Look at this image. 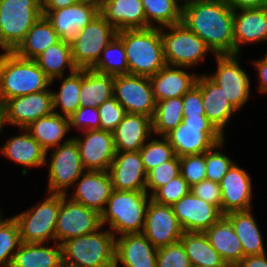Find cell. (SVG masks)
I'll return each instance as SVG.
<instances>
[{
    "instance_id": "cell-33",
    "label": "cell",
    "mask_w": 267,
    "mask_h": 267,
    "mask_svg": "<svg viewBox=\"0 0 267 267\" xmlns=\"http://www.w3.org/2000/svg\"><path fill=\"white\" fill-rule=\"evenodd\" d=\"M252 213L253 210L249 209L226 214L233 222V229L240 240L244 257L267 252L262 232Z\"/></svg>"
},
{
    "instance_id": "cell-15",
    "label": "cell",
    "mask_w": 267,
    "mask_h": 267,
    "mask_svg": "<svg viewBox=\"0 0 267 267\" xmlns=\"http://www.w3.org/2000/svg\"><path fill=\"white\" fill-rule=\"evenodd\" d=\"M64 43L71 44L95 16L99 14V0H86L57 10H42Z\"/></svg>"
},
{
    "instance_id": "cell-40",
    "label": "cell",
    "mask_w": 267,
    "mask_h": 267,
    "mask_svg": "<svg viewBox=\"0 0 267 267\" xmlns=\"http://www.w3.org/2000/svg\"><path fill=\"white\" fill-rule=\"evenodd\" d=\"M183 119V99L174 97L157 101L152 118V134L166 136L173 131Z\"/></svg>"
},
{
    "instance_id": "cell-52",
    "label": "cell",
    "mask_w": 267,
    "mask_h": 267,
    "mask_svg": "<svg viewBox=\"0 0 267 267\" xmlns=\"http://www.w3.org/2000/svg\"><path fill=\"white\" fill-rule=\"evenodd\" d=\"M183 117L206 116L201 89L195 84L183 96Z\"/></svg>"
},
{
    "instance_id": "cell-5",
    "label": "cell",
    "mask_w": 267,
    "mask_h": 267,
    "mask_svg": "<svg viewBox=\"0 0 267 267\" xmlns=\"http://www.w3.org/2000/svg\"><path fill=\"white\" fill-rule=\"evenodd\" d=\"M51 79L36 60L19 57L12 51L5 62L0 85V103L7 100L51 89Z\"/></svg>"
},
{
    "instance_id": "cell-55",
    "label": "cell",
    "mask_w": 267,
    "mask_h": 267,
    "mask_svg": "<svg viewBox=\"0 0 267 267\" xmlns=\"http://www.w3.org/2000/svg\"><path fill=\"white\" fill-rule=\"evenodd\" d=\"M236 267H267V253L246 256Z\"/></svg>"
},
{
    "instance_id": "cell-44",
    "label": "cell",
    "mask_w": 267,
    "mask_h": 267,
    "mask_svg": "<svg viewBox=\"0 0 267 267\" xmlns=\"http://www.w3.org/2000/svg\"><path fill=\"white\" fill-rule=\"evenodd\" d=\"M226 139L217 143L213 148L205 152V165L207 168L206 179L220 183L223 176L234 165L228 155L222 153L219 149L224 147Z\"/></svg>"
},
{
    "instance_id": "cell-51",
    "label": "cell",
    "mask_w": 267,
    "mask_h": 267,
    "mask_svg": "<svg viewBox=\"0 0 267 267\" xmlns=\"http://www.w3.org/2000/svg\"><path fill=\"white\" fill-rule=\"evenodd\" d=\"M190 191L200 199L215 205L221 212V189L219 183L205 179L193 185Z\"/></svg>"
},
{
    "instance_id": "cell-50",
    "label": "cell",
    "mask_w": 267,
    "mask_h": 267,
    "mask_svg": "<svg viewBox=\"0 0 267 267\" xmlns=\"http://www.w3.org/2000/svg\"><path fill=\"white\" fill-rule=\"evenodd\" d=\"M70 129L81 131L100 129V116L97 108L80 107L70 117Z\"/></svg>"
},
{
    "instance_id": "cell-7",
    "label": "cell",
    "mask_w": 267,
    "mask_h": 267,
    "mask_svg": "<svg viewBox=\"0 0 267 267\" xmlns=\"http://www.w3.org/2000/svg\"><path fill=\"white\" fill-rule=\"evenodd\" d=\"M165 137L178 157L203 154L226 138L207 116L183 117L182 122Z\"/></svg>"
},
{
    "instance_id": "cell-24",
    "label": "cell",
    "mask_w": 267,
    "mask_h": 267,
    "mask_svg": "<svg viewBox=\"0 0 267 267\" xmlns=\"http://www.w3.org/2000/svg\"><path fill=\"white\" fill-rule=\"evenodd\" d=\"M157 248L143 233L116 237L115 267H156Z\"/></svg>"
},
{
    "instance_id": "cell-20",
    "label": "cell",
    "mask_w": 267,
    "mask_h": 267,
    "mask_svg": "<svg viewBox=\"0 0 267 267\" xmlns=\"http://www.w3.org/2000/svg\"><path fill=\"white\" fill-rule=\"evenodd\" d=\"M183 232H205L222 215L212 204L195 196L191 191L172 205Z\"/></svg>"
},
{
    "instance_id": "cell-59",
    "label": "cell",
    "mask_w": 267,
    "mask_h": 267,
    "mask_svg": "<svg viewBox=\"0 0 267 267\" xmlns=\"http://www.w3.org/2000/svg\"><path fill=\"white\" fill-rule=\"evenodd\" d=\"M6 220H7V218L3 219V214H2V211H1V208H0V225Z\"/></svg>"
},
{
    "instance_id": "cell-43",
    "label": "cell",
    "mask_w": 267,
    "mask_h": 267,
    "mask_svg": "<svg viewBox=\"0 0 267 267\" xmlns=\"http://www.w3.org/2000/svg\"><path fill=\"white\" fill-rule=\"evenodd\" d=\"M152 135L144 146L139 150L145 171L148 173L153 168L169 161L174 155L173 147L165 136Z\"/></svg>"
},
{
    "instance_id": "cell-10",
    "label": "cell",
    "mask_w": 267,
    "mask_h": 267,
    "mask_svg": "<svg viewBox=\"0 0 267 267\" xmlns=\"http://www.w3.org/2000/svg\"><path fill=\"white\" fill-rule=\"evenodd\" d=\"M45 159V166H48L47 193L68 194L70 188L86 171L78 145L73 138L47 151Z\"/></svg>"
},
{
    "instance_id": "cell-11",
    "label": "cell",
    "mask_w": 267,
    "mask_h": 267,
    "mask_svg": "<svg viewBox=\"0 0 267 267\" xmlns=\"http://www.w3.org/2000/svg\"><path fill=\"white\" fill-rule=\"evenodd\" d=\"M118 31L99 13L70 44L72 61L77 69H92L102 51L117 36Z\"/></svg>"
},
{
    "instance_id": "cell-36",
    "label": "cell",
    "mask_w": 267,
    "mask_h": 267,
    "mask_svg": "<svg viewBox=\"0 0 267 267\" xmlns=\"http://www.w3.org/2000/svg\"><path fill=\"white\" fill-rule=\"evenodd\" d=\"M180 241L192 267H230L211 246L204 232H183Z\"/></svg>"
},
{
    "instance_id": "cell-3",
    "label": "cell",
    "mask_w": 267,
    "mask_h": 267,
    "mask_svg": "<svg viewBox=\"0 0 267 267\" xmlns=\"http://www.w3.org/2000/svg\"><path fill=\"white\" fill-rule=\"evenodd\" d=\"M151 196L146 191L112 190L105 209L100 214L101 224L119 237L142 233Z\"/></svg>"
},
{
    "instance_id": "cell-54",
    "label": "cell",
    "mask_w": 267,
    "mask_h": 267,
    "mask_svg": "<svg viewBox=\"0 0 267 267\" xmlns=\"http://www.w3.org/2000/svg\"><path fill=\"white\" fill-rule=\"evenodd\" d=\"M234 10L256 9L267 6V0H226Z\"/></svg>"
},
{
    "instance_id": "cell-53",
    "label": "cell",
    "mask_w": 267,
    "mask_h": 267,
    "mask_svg": "<svg viewBox=\"0 0 267 267\" xmlns=\"http://www.w3.org/2000/svg\"><path fill=\"white\" fill-rule=\"evenodd\" d=\"M254 69L257 72L258 76V86H256L257 91L260 94H267V52L264 57L253 60Z\"/></svg>"
},
{
    "instance_id": "cell-8",
    "label": "cell",
    "mask_w": 267,
    "mask_h": 267,
    "mask_svg": "<svg viewBox=\"0 0 267 267\" xmlns=\"http://www.w3.org/2000/svg\"><path fill=\"white\" fill-rule=\"evenodd\" d=\"M42 15L41 0H0V47L14 51Z\"/></svg>"
},
{
    "instance_id": "cell-6",
    "label": "cell",
    "mask_w": 267,
    "mask_h": 267,
    "mask_svg": "<svg viewBox=\"0 0 267 267\" xmlns=\"http://www.w3.org/2000/svg\"><path fill=\"white\" fill-rule=\"evenodd\" d=\"M160 35L167 65L192 69L206 60L207 53L215 56L207 44L182 22L161 27Z\"/></svg>"
},
{
    "instance_id": "cell-28",
    "label": "cell",
    "mask_w": 267,
    "mask_h": 267,
    "mask_svg": "<svg viewBox=\"0 0 267 267\" xmlns=\"http://www.w3.org/2000/svg\"><path fill=\"white\" fill-rule=\"evenodd\" d=\"M189 68L165 65L149 77L154 98L157 101L182 97L195 84L198 74L185 71Z\"/></svg>"
},
{
    "instance_id": "cell-22",
    "label": "cell",
    "mask_w": 267,
    "mask_h": 267,
    "mask_svg": "<svg viewBox=\"0 0 267 267\" xmlns=\"http://www.w3.org/2000/svg\"><path fill=\"white\" fill-rule=\"evenodd\" d=\"M108 172L114 190L146 191L147 172L139 151L116 152Z\"/></svg>"
},
{
    "instance_id": "cell-42",
    "label": "cell",
    "mask_w": 267,
    "mask_h": 267,
    "mask_svg": "<svg viewBox=\"0 0 267 267\" xmlns=\"http://www.w3.org/2000/svg\"><path fill=\"white\" fill-rule=\"evenodd\" d=\"M21 243L18 222L11 216L0 225V267H11Z\"/></svg>"
},
{
    "instance_id": "cell-14",
    "label": "cell",
    "mask_w": 267,
    "mask_h": 267,
    "mask_svg": "<svg viewBox=\"0 0 267 267\" xmlns=\"http://www.w3.org/2000/svg\"><path fill=\"white\" fill-rule=\"evenodd\" d=\"M113 96L126 113L153 118L157 102L149 77L131 74L114 76Z\"/></svg>"
},
{
    "instance_id": "cell-39",
    "label": "cell",
    "mask_w": 267,
    "mask_h": 267,
    "mask_svg": "<svg viewBox=\"0 0 267 267\" xmlns=\"http://www.w3.org/2000/svg\"><path fill=\"white\" fill-rule=\"evenodd\" d=\"M141 1L146 15V28H161L181 22L183 0Z\"/></svg>"
},
{
    "instance_id": "cell-30",
    "label": "cell",
    "mask_w": 267,
    "mask_h": 267,
    "mask_svg": "<svg viewBox=\"0 0 267 267\" xmlns=\"http://www.w3.org/2000/svg\"><path fill=\"white\" fill-rule=\"evenodd\" d=\"M204 233L226 265L236 267L244 258L240 240L233 229V222L226 214H222Z\"/></svg>"
},
{
    "instance_id": "cell-58",
    "label": "cell",
    "mask_w": 267,
    "mask_h": 267,
    "mask_svg": "<svg viewBox=\"0 0 267 267\" xmlns=\"http://www.w3.org/2000/svg\"><path fill=\"white\" fill-rule=\"evenodd\" d=\"M5 123V111L4 106L0 103V135L4 130Z\"/></svg>"
},
{
    "instance_id": "cell-48",
    "label": "cell",
    "mask_w": 267,
    "mask_h": 267,
    "mask_svg": "<svg viewBox=\"0 0 267 267\" xmlns=\"http://www.w3.org/2000/svg\"><path fill=\"white\" fill-rule=\"evenodd\" d=\"M156 267H192L182 242L157 248Z\"/></svg>"
},
{
    "instance_id": "cell-19",
    "label": "cell",
    "mask_w": 267,
    "mask_h": 267,
    "mask_svg": "<svg viewBox=\"0 0 267 267\" xmlns=\"http://www.w3.org/2000/svg\"><path fill=\"white\" fill-rule=\"evenodd\" d=\"M250 174L236 163L219 183L221 189V214L244 211L253 207V185Z\"/></svg>"
},
{
    "instance_id": "cell-1",
    "label": "cell",
    "mask_w": 267,
    "mask_h": 267,
    "mask_svg": "<svg viewBox=\"0 0 267 267\" xmlns=\"http://www.w3.org/2000/svg\"><path fill=\"white\" fill-rule=\"evenodd\" d=\"M181 22L215 55H235L234 10L226 0H183Z\"/></svg>"
},
{
    "instance_id": "cell-56",
    "label": "cell",
    "mask_w": 267,
    "mask_h": 267,
    "mask_svg": "<svg viewBox=\"0 0 267 267\" xmlns=\"http://www.w3.org/2000/svg\"><path fill=\"white\" fill-rule=\"evenodd\" d=\"M86 0H41L42 10H57L71 6L74 3Z\"/></svg>"
},
{
    "instance_id": "cell-25",
    "label": "cell",
    "mask_w": 267,
    "mask_h": 267,
    "mask_svg": "<svg viewBox=\"0 0 267 267\" xmlns=\"http://www.w3.org/2000/svg\"><path fill=\"white\" fill-rule=\"evenodd\" d=\"M196 85L201 89L203 108L208 120L215 128L225 136L224 129L227 128L232 116L237 112L229 103L228 98L207 73L198 74Z\"/></svg>"
},
{
    "instance_id": "cell-16",
    "label": "cell",
    "mask_w": 267,
    "mask_h": 267,
    "mask_svg": "<svg viewBox=\"0 0 267 267\" xmlns=\"http://www.w3.org/2000/svg\"><path fill=\"white\" fill-rule=\"evenodd\" d=\"M3 106L6 125L26 128L35 120L53 113L52 89L9 99Z\"/></svg>"
},
{
    "instance_id": "cell-46",
    "label": "cell",
    "mask_w": 267,
    "mask_h": 267,
    "mask_svg": "<svg viewBox=\"0 0 267 267\" xmlns=\"http://www.w3.org/2000/svg\"><path fill=\"white\" fill-rule=\"evenodd\" d=\"M191 187L186 180L178 175L170 180L166 185L160 187L152 196L151 199L163 205L172 206L178 202L183 196L190 192Z\"/></svg>"
},
{
    "instance_id": "cell-2",
    "label": "cell",
    "mask_w": 267,
    "mask_h": 267,
    "mask_svg": "<svg viewBox=\"0 0 267 267\" xmlns=\"http://www.w3.org/2000/svg\"><path fill=\"white\" fill-rule=\"evenodd\" d=\"M117 37L126 50L129 74L151 77L166 65L160 28L121 30Z\"/></svg>"
},
{
    "instance_id": "cell-38",
    "label": "cell",
    "mask_w": 267,
    "mask_h": 267,
    "mask_svg": "<svg viewBox=\"0 0 267 267\" xmlns=\"http://www.w3.org/2000/svg\"><path fill=\"white\" fill-rule=\"evenodd\" d=\"M35 60L51 80L67 75L65 69H68L69 74L77 69L72 61L70 44L62 40L49 46Z\"/></svg>"
},
{
    "instance_id": "cell-21",
    "label": "cell",
    "mask_w": 267,
    "mask_h": 267,
    "mask_svg": "<svg viewBox=\"0 0 267 267\" xmlns=\"http://www.w3.org/2000/svg\"><path fill=\"white\" fill-rule=\"evenodd\" d=\"M73 188L74 190L66 195L73 201L93 209L99 214L105 209L113 190L108 171H85L73 185Z\"/></svg>"
},
{
    "instance_id": "cell-13",
    "label": "cell",
    "mask_w": 267,
    "mask_h": 267,
    "mask_svg": "<svg viewBox=\"0 0 267 267\" xmlns=\"http://www.w3.org/2000/svg\"><path fill=\"white\" fill-rule=\"evenodd\" d=\"M101 227V215L98 212L61 194L55 242L62 244L70 238L91 234Z\"/></svg>"
},
{
    "instance_id": "cell-57",
    "label": "cell",
    "mask_w": 267,
    "mask_h": 267,
    "mask_svg": "<svg viewBox=\"0 0 267 267\" xmlns=\"http://www.w3.org/2000/svg\"><path fill=\"white\" fill-rule=\"evenodd\" d=\"M1 49L3 52H1V54H0V85H1L2 72H3V68L5 65L6 59H7L8 55L12 52V50L7 49V48L0 47V50Z\"/></svg>"
},
{
    "instance_id": "cell-4",
    "label": "cell",
    "mask_w": 267,
    "mask_h": 267,
    "mask_svg": "<svg viewBox=\"0 0 267 267\" xmlns=\"http://www.w3.org/2000/svg\"><path fill=\"white\" fill-rule=\"evenodd\" d=\"M104 226L61 244L64 267H115L116 237Z\"/></svg>"
},
{
    "instance_id": "cell-9",
    "label": "cell",
    "mask_w": 267,
    "mask_h": 267,
    "mask_svg": "<svg viewBox=\"0 0 267 267\" xmlns=\"http://www.w3.org/2000/svg\"><path fill=\"white\" fill-rule=\"evenodd\" d=\"M61 194L47 193L43 201L14 215L23 243L55 242Z\"/></svg>"
},
{
    "instance_id": "cell-18",
    "label": "cell",
    "mask_w": 267,
    "mask_h": 267,
    "mask_svg": "<svg viewBox=\"0 0 267 267\" xmlns=\"http://www.w3.org/2000/svg\"><path fill=\"white\" fill-rule=\"evenodd\" d=\"M142 233L154 247L160 248L180 241L183 230L172 206L150 199Z\"/></svg>"
},
{
    "instance_id": "cell-29",
    "label": "cell",
    "mask_w": 267,
    "mask_h": 267,
    "mask_svg": "<svg viewBox=\"0 0 267 267\" xmlns=\"http://www.w3.org/2000/svg\"><path fill=\"white\" fill-rule=\"evenodd\" d=\"M99 13L117 31L146 28L141 0H99Z\"/></svg>"
},
{
    "instance_id": "cell-49",
    "label": "cell",
    "mask_w": 267,
    "mask_h": 267,
    "mask_svg": "<svg viewBox=\"0 0 267 267\" xmlns=\"http://www.w3.org/2000/svg\"><path fill=\"white\" fill-rule=\"evenodd\" d=\"M100 129L113 132L126 114L125 109L114 96L106 100L98 108Z\"/></svg>"
},
{
    "instance_id": "cell-31",
    "label": "cell",
    "mask_w": 267,
    "mask_h": 267,
    "mask_svg": "<svg viewBox=\"0 0 267 267\" xmlns=\"http://www.w3.org/2000/svg\"><path fill=\"white\" fill-rule=\"evenodd\" d=\"M25 129L46 152L73 138L66 139L71 130L69 118L54 112L35 120Z\"/></svg>"
},
{
    "instance_id": "cell-37",
    "label": "cell",
    "mask_w": 267,
    "mask_h": 267,
    "mask_svg": "<svg viewBox=\"0 0 267 267\" xmlns=\"http://www.w3.org/2000/svg\"><path fill=\"white\" fill-rule=\"evenodd\" d=\"M61 80L59 90L52 91L53 112L70 117L80 108V89H81V69H76L73 73L51 80V87L55 80ZM60 109L61 112L57 111Z\"/></svg>"
},
{
    "instance_id": "cell-26",
    "label": "cell",
    "mask_w": 267,
    "mask_h": 267,
    "mask_svg": "<svg viewBox=\"0 0 267 267\" xmlns=\"http://www.w3.org/2000/svg\"><path fill=\"white\" fill-rule=\"evenodd\" d=\"M19 131L22 132L9 137L7 142L0 146V153L10 161L23 166L21 173L27 176V168L45 167L46 151L25 128Z\"/></svg>"
},
{
    "instance_id": "cell-35",
    "label": "cell",
    "mask_w": 267,
    "mask_h": 267,
    "mask_svg": "<svg viewBox=\"0 0 267 267\" xmlns=\"http://www.w3.org/2000/svg\"><path fill=\"white\" fill-rule=\"evenodd\" d=\"M114 76L81 69L80 107L98 108L113 96Z\"/></svg>"
},
{
    "instance_id": "cell-41",
    "label": "cell",
    "mask_w": 267,
    "mask_h": 267,
    "mask_svg": "<svg viewBox=\"0 0 267 267\" xmlns=\"http://www.w3.org/2000/svg\"><path fill=\"white\" fill-rule=\"evenodd\" d=\"M92 70L112 76L129 74L126 50L117 36L102 51Z\"/></svg>"
},
{
    "instance_id": "cell-47",
    "label": "cell",
    "mask_w": 267,
    "mask_h": 267,
    "mask_svg": "<svg viewBox=\"0 0 267 267\" xmlns=\"http://www.w3.org/2000/svg\"><path fill=\"white\" fill-rule=\"evenodd\" d=\"M180 175L188 185H193L206 179L205 153L179 157Z\"/></svg>"
},
{
    "instance_id": "cell-12",
    "label": "cell",
    "mask_w": 267,
    "mask_h": 267,
    "mask_svg": "<svg viewBox=\"0 0 267 267\" xmlns=\"http://www.w3.org/2000/svg\"><path fill=\"white\" fill-rule=\"evenodd\" d=\"M240 55H215L217 68L207 76L214 81L228 98L230 105L240 111L249 101L251 79L240 64Z\"/></svg>"
},
{
    "instance_id": "cell-17",
    "label": "cell",
    "mask_w": 267,
    "mask_h": 267,
    "mask_svg": "<svg viewBox=\"0 0 267 267\" xmlns=\"http://www.w3.org/2000/svg\"><path fill=\"white\" fill-rule=\"evenodd\" d=\"M76 141L86 171H108L115 158L113 133L102 129L81 131ZM84 137V138H83Z\"/></svg>"
},
{
    "instance_id": "cell-23",
    "label": "cell",
    "mask_w": 267,
    "mask_h": 267,
    "mask_svg": "<svg viewBox=\"0 0 267 267\" xmlns=\"http://www.w3.org/2000/svg\"><path fill=\"white\" fill-rule=\"evenodd\" d=\"M233 31L235 55L244 45L267 42V6L234 11Z\"/></svg>"
},
{
    "instance_id": "cell-45",
    "label": "cell",
    "mask_w": 267,
    "mask_h": 267,
    "mask_svg": "<svg viewBox=\"0 0 267 267\" xmlns=\"http://www.w3.org/2000/svg\"><path fill=\"white\" fill-rule=\"evenodd\" d=\"M180 175V160L174 155L169 161L160 164L147 173L146 192L152 196L160 187Z\"/></svg>"
},
{
    "instance_id": "cell-34",
    "label": "cell",
    "mask_w": 267,
    "mask_h": 267,
    "mask_svg": "<svg viewBox=\"0 0 267 267\" xmlns=\"http://www.w3.org/2000/svg\"><path fill=\"white\" fill-rule=\"evenodd\" d=\"M60 41L52 23L42 15L14 52L22 58L35 60L44 50Z\"/></svg>"
},
{
    "instance_id": "cell-27",
    "label": "cell",
    "mask_w": 267,
    "mask_h": 267,
    "mask_svg": "<svg viewBox=\"0 0 267 267\" xmlns=\"http://www.w3.org/2000/svg\"><path fill=\"white\" fill-rule=\"evenodd\" d=\"M113 133L116 152L139 151L152 136V118L126 113Z\"/></svg>"
},
{
    "instance_id": "cell-32",
    "label": "cell",
    "mask_w": 267,
    "mask_h": 267,
    "mask_svg": "<svg viewBox=\"0 0 267 267\" xmlns=\"http://www.w3.org/2000/svg\"><path fill=\"white\" fill-rule=\"evenodd\" d=\"M50 243H21L11 267H64L62 246Z\"/></svg>"
}]
</instances>
